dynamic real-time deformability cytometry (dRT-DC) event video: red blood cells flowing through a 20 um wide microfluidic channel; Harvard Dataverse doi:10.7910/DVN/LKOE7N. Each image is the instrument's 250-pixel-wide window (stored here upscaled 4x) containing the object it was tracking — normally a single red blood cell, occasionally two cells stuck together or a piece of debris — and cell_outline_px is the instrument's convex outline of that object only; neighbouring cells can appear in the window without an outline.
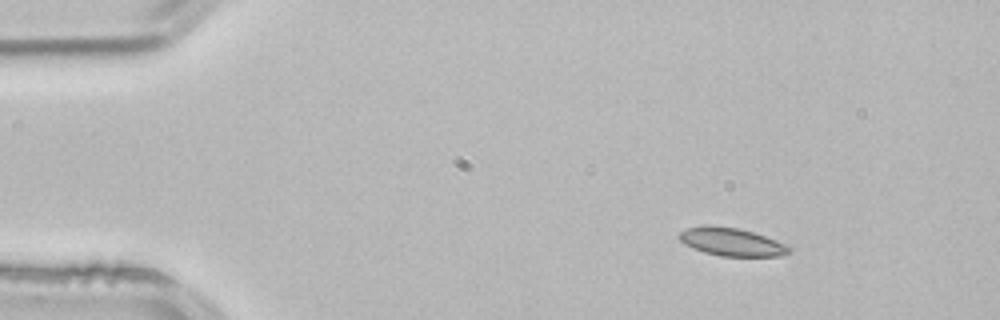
{"species": "common noctule bat (a hibernating species)", "species_latin": "Nyctalus noctula", "temperature_condition": "room temperature", "stored_images_in_passage": 3, "segment_of_instrument_passage": [2, 2], "camera_frame_rate_fps": 3000, "um_per_image_px": 0.085, "animal": {"sex": "male", "body_mass_g": 21.5, "forearm_length_mm": 52.0}, "frame": {"image": 1, "passage_image": 3, "time_ms": 0.667, "image_size_px": [1000, 320], "cell_outline_px": [[792, 252], [780, 256], [720, 256], [704, 252], [684, 244], [680, 240], [680, 232], [688, 228], [736, 228], [752, 232], [764, 236], [784, 244], [792, 248]], "centroid_in_image_um": [62.26, 20.62], "position_along_channel_um": 22.7, "area_um2": 17.05}}